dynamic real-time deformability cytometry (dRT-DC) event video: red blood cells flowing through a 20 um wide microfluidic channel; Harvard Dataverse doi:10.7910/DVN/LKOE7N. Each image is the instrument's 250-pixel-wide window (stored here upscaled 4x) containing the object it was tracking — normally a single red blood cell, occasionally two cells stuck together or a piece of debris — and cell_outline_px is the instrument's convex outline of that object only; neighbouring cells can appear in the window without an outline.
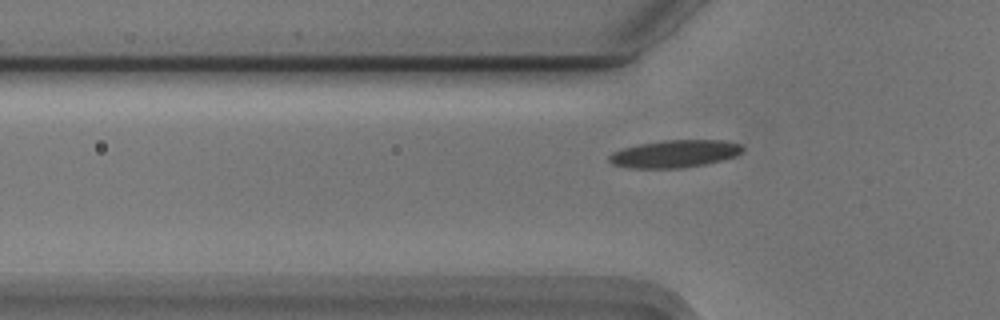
{"species": "Egyptian fruit bat (a non-hibernating species)", "species_latin": "Rousettus aegyptiacus", "temperature_condition": "cold", "stored_images_in_passage": 36, "camera_frame_rate_fps": 3000, "um_per_image_px": 0.085, "animal": {"sex": "male"}, "frame": {"image": 1, "passage_image": 4, "time_ms": 1.0, "image_size_px": [1000, 320], "cell_outline_px": [[744, 148], [736, 156], [724, 160], [704, 164], [680, 168], [632, 168], [612, 164], [608, 160], [608, 156], [612, 152], [624, 148], [640, 144], [664, 140], [724, 140], [740, 144]], "centroid_in_image_um": [57.36, 13.07], "position_along_channel_um": 68.4, "area_um2": 21.33}}
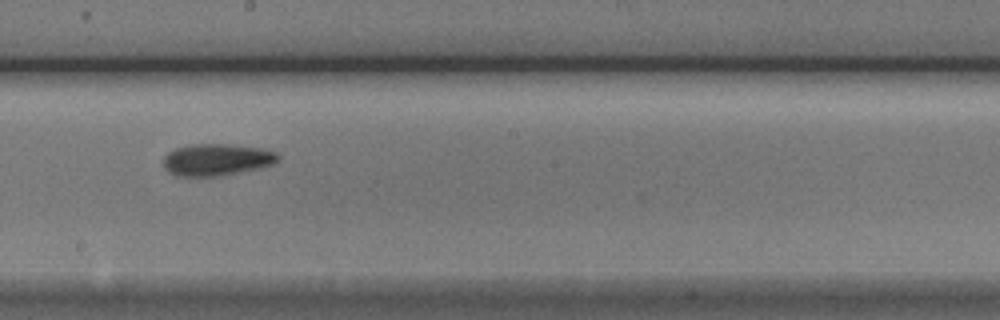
{"frame": {"image": 2, "passage_image": 17, "time_ms": 5.333, "image_size_px": [1000, 320], "cell_outline_px": [[280, 156], [272, 164], [260, 168], [216, 176], [176, 176], [168, 172], [164, 168], [164, 156], [168, 152], [176, 148], [188, 144], [224, 144], [260, 148], [276, 152]], "centroid_in_image_um": [18.37, 13.57], "position_along_channel_um": 229.8, "area_um2": 21.15}}
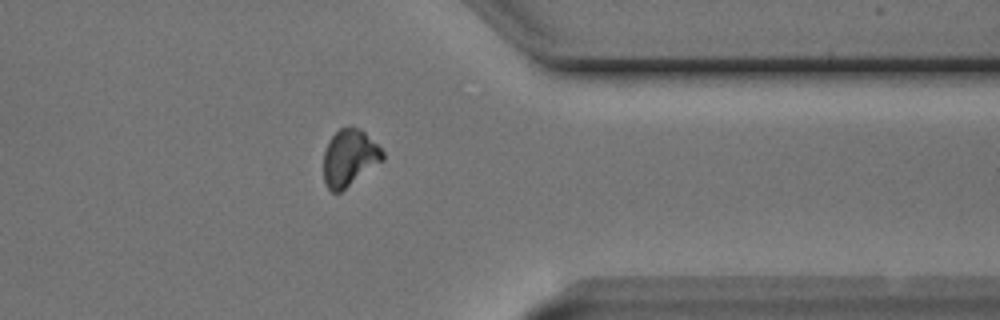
{"frame": {"image": 3, "passage_image": 30, "time_ms": 9.667, "image_size_px": [1000, 320], "cell_outline_px": [[384, 160], [340, 192], [332, 192], [328, 188], [324, 180], [324, 152], [328, 140], [340, 128], [348, 124], [360, 128], [384, 152]], "centroid_in_image_um": [29.69, 13.38], "position_along_channel_um": 381.7, "area_um2": 19.54}}